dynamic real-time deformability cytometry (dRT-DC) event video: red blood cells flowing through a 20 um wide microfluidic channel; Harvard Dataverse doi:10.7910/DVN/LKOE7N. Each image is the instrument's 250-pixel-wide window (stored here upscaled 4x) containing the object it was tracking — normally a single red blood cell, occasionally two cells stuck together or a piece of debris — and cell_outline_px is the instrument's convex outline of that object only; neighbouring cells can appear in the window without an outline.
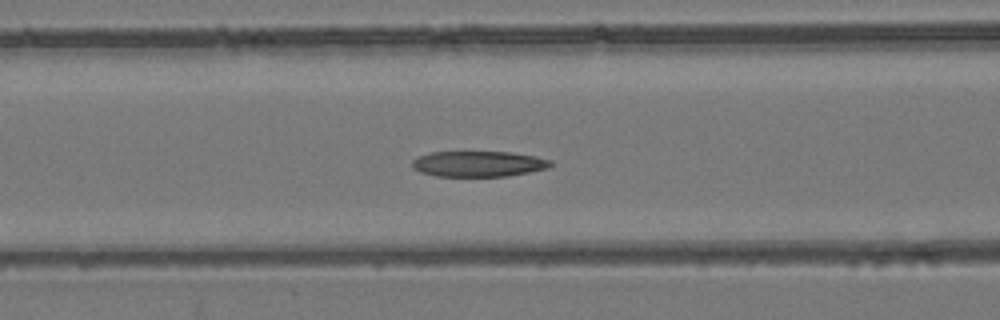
{"species": "common noctule bat (a hibernating species)", "species_latin": "Nyctalus noctula", "temperature_condition": "room temperature", "stored_images_in_passage": 53, "camera_frame_rate_fps": 3000, "um_per_image_px": 0.085, "animal": {"sex": "female", "body_mass_g": 24.6, "forearm_length_mm": 56.2}, "frame": {"image": 1, "passage_image": 22, "time_ms": 7.0, "image_size_px": [1000, 320], "cell_outline_px": [[552, 164], [548, 168], [508, 176], [436, 176], [420, 172], [412, 168], [412, 160], [420, 156], [432, 152], [512, 152], [536, 156], [552, 160]], "centroid_in_image_um": [40.68, 13.93], "position_along_channel_um": 125.9, "area_um2": 20.69}}
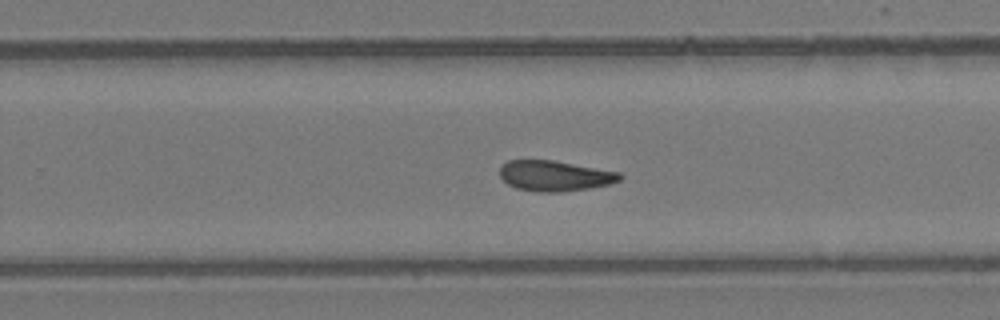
{"frame": {"image": 2, "passage_image": 34, "time_ms": 11.0, "image_size_px": [1000, 320], "cell_outline_px": [[624, 176], [620, 180], [608, 184], [588, 188], [560, 192], [536, 192], [516, 188], [508, 184], [500, 176], [500, 168], [508, 160], [552, 160], [620, 172]], "centroid_in_image_um": [47.15, 14.95], "position_along_channel_um": 282.6, "area_um2": 21.21}}
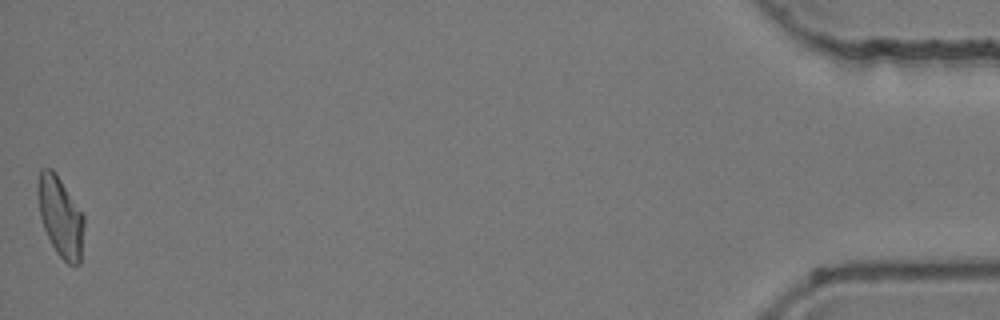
{"frame": {"image": 3, "passage_image": 53, "time_ms": 17.333, "image_size_px": [1000, 320], "cell_outline_px": [[84, 224], [80, 264], [68, 264], [56, 252], [44, 228], [40, 216], [36, 192], [36, 184], [40, 168], [52, 168], [84, 216]], "centroid_in_image_um": [5.11, 18.39], "position_along_channel_um": 430.1, "area_um2": 21.39}, "authors_computed_cell_mechanics": {"area_um2": 22.1952, "velocity_mm_per_s": 3.9239, "shape_relaxation_time_tau1_ms": null, "shape_relaxation_time_tau2_ms": 5.8207, "deformation_change_tau1": null, "deformation_change_tau2": 0.1309}}